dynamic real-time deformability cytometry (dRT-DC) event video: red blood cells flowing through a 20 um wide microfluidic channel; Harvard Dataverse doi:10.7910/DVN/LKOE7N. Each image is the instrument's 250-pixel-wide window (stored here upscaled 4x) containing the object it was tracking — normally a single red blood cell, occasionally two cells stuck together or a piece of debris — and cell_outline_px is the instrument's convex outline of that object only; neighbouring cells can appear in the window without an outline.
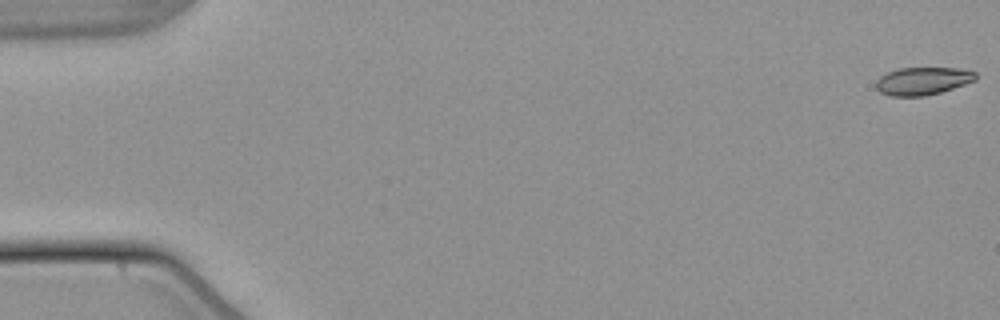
{"species": "common noctule bat (a hibernating species)", "species_latin": "Nyctalus noctula", "temperature_condition": "warm", "stored_images_in_passage": 8, "camera_frame_rate_fps": 3000, "um_per_image_px": 0.085, "animal": {"sex": "male", "body_mass_g": 21.5, "forearm_length_mm": 52.0}, "frame": {"image": 1, "passage_image": 1, "time_ms": 0.0, "image_size_px": [1000, 320], "cell_outline_px": [[976, 80], [940, 92], [924, 96], [892, 96], [880, 92], [876, 88], [876, 80], [880, 76], [888, 72], [900, 68], [960, 68], [976, 72]], "centroid_in_image_um": [78.42, 6.88], "position_along_channel_um": 6.6, "area_um2": 16.01}}